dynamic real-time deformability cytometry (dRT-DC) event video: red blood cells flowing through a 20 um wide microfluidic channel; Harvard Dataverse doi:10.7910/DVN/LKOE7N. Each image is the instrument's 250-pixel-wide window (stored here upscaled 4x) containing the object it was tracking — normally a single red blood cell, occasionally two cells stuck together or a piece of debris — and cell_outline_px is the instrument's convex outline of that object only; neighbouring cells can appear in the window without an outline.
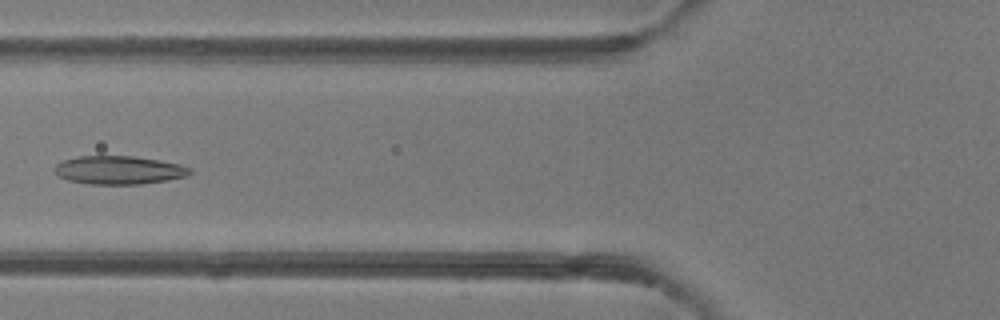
{"species": "common noctule bat (a hibernating species)", "species_latin": "Nyctalus noctula", "temperature_condition": "room temperature", "stored_images_in_passage": 5, "camera_frame_rate_fps": 3000, "um_per_image_px": 0.085, "animal": {"sex": "female"}, "frame": {"image": 1, "passage_image": 4, "time_ms": 4.333, "image_size_px": [1000, 320], "cell_outline_px": [[192, 172], [188, 176], [168, 180], [140, 184], [88, 184], [68, 180], [60, 176], [56, 172], [56, 164], [64, 160], [80, 156], [136, 156], [160, 160], [180, 164], [192, 168]], "centroid_in_image_um": [10.17, 14.45], "position_along_channel_um": 115.6, "area_um2": 22.37}}
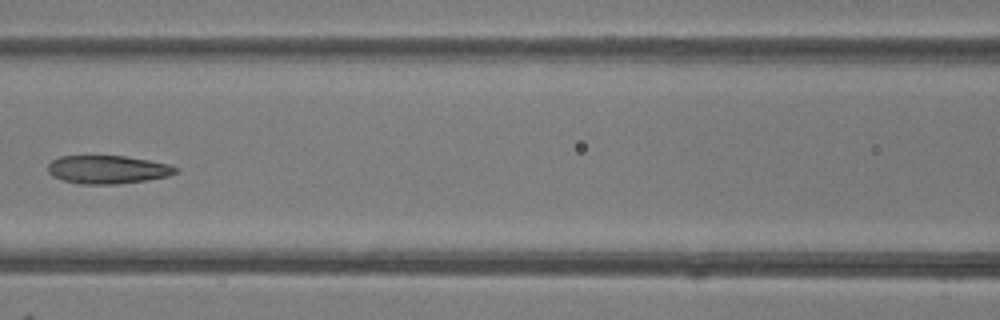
{"frame": {"image": 2, "passage_image": 5, "time_ms": 5.333, "image_size_px": [1000, 320], "cell_outline_px": [[180, 172], [168, 176], [144, 180], [116, 184], [80, 184], [64, 180], [52, 176], [48, 172], [48, 164], [52, 160], [60, 156], [124, 156], [148, 160], [168, 164], [180, 168]], "centroid_in_image_um": [9.16, 14.41], "position_along_channel_um": 157.4, "area_um2": 20.98}}